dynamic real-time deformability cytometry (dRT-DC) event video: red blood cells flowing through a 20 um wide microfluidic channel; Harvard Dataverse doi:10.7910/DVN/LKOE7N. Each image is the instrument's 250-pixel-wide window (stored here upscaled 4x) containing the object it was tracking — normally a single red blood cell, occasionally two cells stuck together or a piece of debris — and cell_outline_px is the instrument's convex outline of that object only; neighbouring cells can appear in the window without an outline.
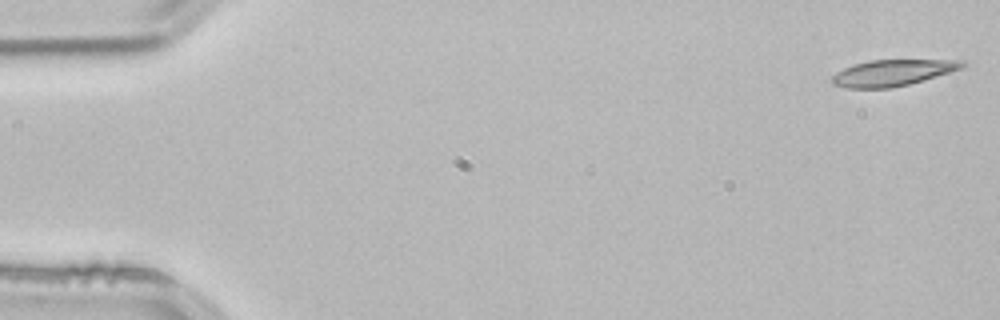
{"species": "common noctule bat (a hibernating species)", "species_latin": "Nyctalus noctula", "temperature_condition": "room temperature", "stored_images_in_passage": 53, "camera_frame_rate_fps": 3000, "um_per_image_px": 0.085, "animal": {"sex": "male", "body_mass_g": 21.5, "forearm_length_mm": 52.0}, "frame": {"image": 1, "passage_image": 1, "time_ms": 0.0, "image_size_px": [1000, 320], "cell_outline_px": [[968, 64], [964, 68], [924, 80], [892, 88], [848, 88], [832, 84], [832, 76], [836, 72], [852, 64], [868, 60], [964, 60]], "centroid_in_image_um": [75.89, 6.18], "position_along_channel_um": 9.1, "area_um2": 20.06}}
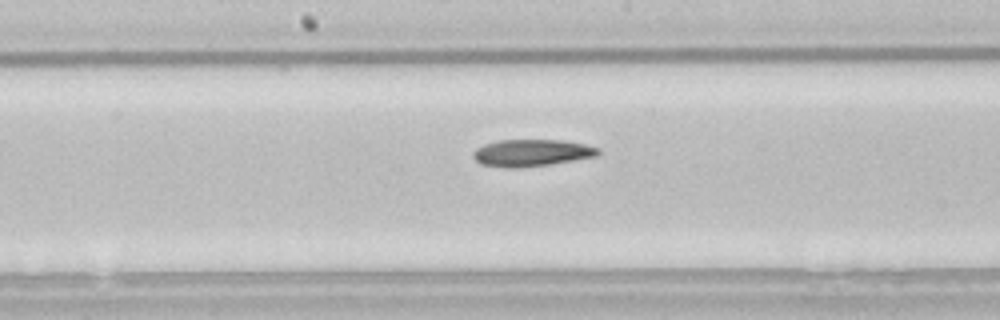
{"frame": {"image": 2, "passage_image": 27, "time_ms": 8.667, "image_size_px": [1000, 320], "cell_outline_px": [[600, 152], [596, 156], [548, 164], [516, 168], [508, 168], [480, 164], [472, 156], [472, 152], [476, 148], [484, 144], [496, 140], [560, 140], [584, 144], [600, 148]], "centroid_in_image_um": [45.14, 12.98], "position_along_channel_um": 203.1, "area_um2": 19.54}}
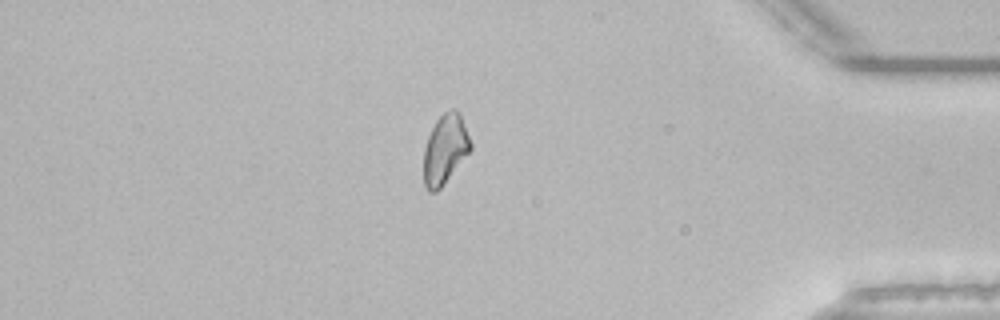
{"frame": {"image": 3, "passage_image": 45, "time_ms": 14.667, "image_size_px": [1000, 320], "cell_outline_px": [[472, 148], [440, 188], [436, 192], [428, 192], [424, 184], [424, 148], [428, 136], [436, 120], [444, 112], [452, 108], [456, 108], [460, 112], [472, 144]], "centroid_in_image_um": [37.83, 12.66], "position_along_channel_um": 397.4, "area_um2": 18.9}}